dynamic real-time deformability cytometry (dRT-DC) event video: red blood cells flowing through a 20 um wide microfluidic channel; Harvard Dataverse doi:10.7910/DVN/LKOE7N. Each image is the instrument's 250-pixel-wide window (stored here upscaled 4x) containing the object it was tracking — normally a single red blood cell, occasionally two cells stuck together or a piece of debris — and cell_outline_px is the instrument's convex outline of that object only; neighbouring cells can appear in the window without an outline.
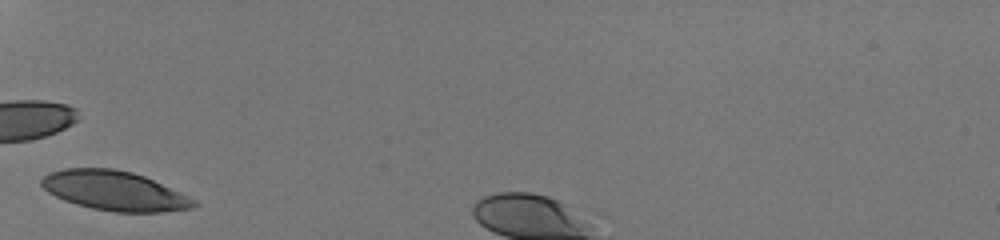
{"species": "human", "species_latin": "Homo sapiens", "temperature_condition": "room temperature", "stored_images_in_passage": 30, "camera_frame_rate_fps": 3000, "um_per_image_px": 0.085, "donor": {"sex": "male"}, "frame": {"image": 1, "passage_image": 1, "time_ms": 0.0, "image_size_px": [1000, 240], "cell_outline_px": [[200, 204], [192, 208], [164, 212], [116, 212], [92, 208], [76, 204], [64, 200], [48, 192], [40, 184], [40, 180], [44, 176], [52, 172], [64, 168], [112, 168], [132, 172], [144, 176], [180, 192], [196, 200]], "centroid_in_image_um": [9.74, 16.22], "position_along_channel_um": 75.3, "area_um2": 34.97}}
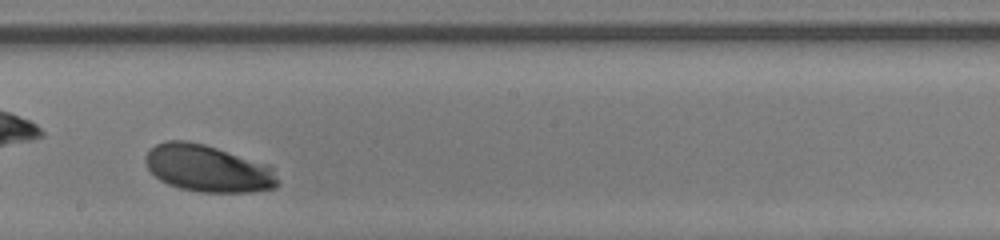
{"frame": {"image": 2, "passage_image": 13, "time_ms": 4.0, "image_size_px": [1000, 240], "cell_outline_px": [[276, 188], [252, 192], [200, 192], [180, 188], [168, 184], [160, 180], [148, 168], [144, 160], [148, 152], [156, 144], [168, 140], [184, 140], [204, 144], [216, 148], [272, 168], [276, 180]], "centroid_in_image_um": [17.59, 14.33], "position_along_channel_um": 230.6, "area_um2": 35.32}}
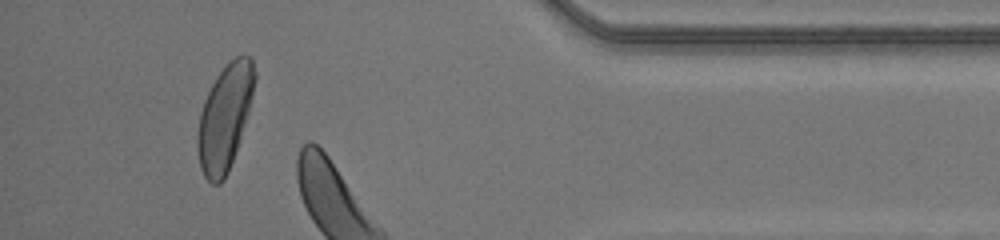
{"frame": {"image": 3, "passage_image": 27, "time_ms": 8.667, "image_size_px": [1000, 240], "cell_outline_px": [[256, 80], [248, 112], [228, 172], [224, 180], [220, 184], [212, 184], [204, 176], [200, 168], [196, 148], [196, 136], [200, 112], [204, 100], [216, 76], [228, 60], [236, 56], [248, 56], [252, 60], [256, 72]], "centroid_in_image_um": [19.08, 9.97], "position_along_channel_um": 416.1, "area_um2": 35.03}, "authors_computed_cell_mechanics": {"area_um2": 35.5181, "velocity_mm_per_s": 4.0982, "shape_relaxation_time_tau1_ms": 1.5508, "shape_relaxation_time_tau2_ms": null, "deformation_change_tau1": 0.1217, "deformation_change_tau2": null}}